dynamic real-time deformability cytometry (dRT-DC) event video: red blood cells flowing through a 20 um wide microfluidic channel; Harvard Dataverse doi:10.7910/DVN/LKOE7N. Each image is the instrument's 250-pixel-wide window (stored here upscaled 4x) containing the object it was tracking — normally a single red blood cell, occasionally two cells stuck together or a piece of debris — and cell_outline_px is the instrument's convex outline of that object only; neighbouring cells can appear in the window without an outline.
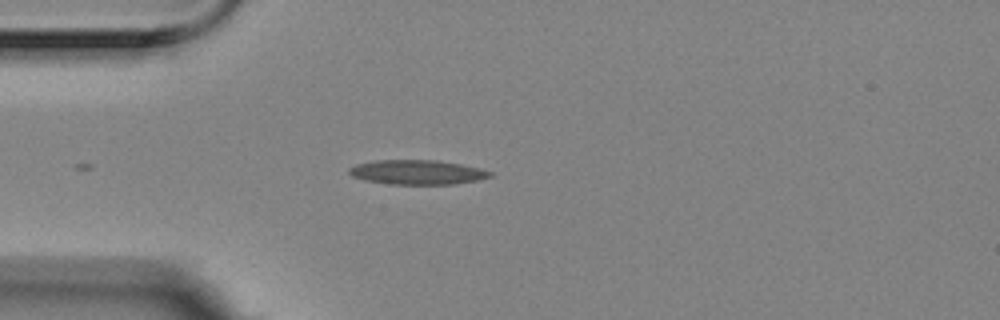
{"species": "Egyptian fruit bat (a non-hibernating species)", "species_latin": "Rousettus aegyptiacus", "temperature_condition": "room temperature", "stored_images_in_passage": 2, "camera_frame_rate_fps": 3000, "um_per_image_px": 0.085, "animal": {"sex": "female"}, "frame": {"image": 1, "passage_image": 1, "time_ms": 0.0, "image_size_px": [1000, 320], "cell_outline_px": [[492, 176], [476, 180], [452, 184], [388, 184], [368, 180], [352, 176], [348, 172], [348, 168], [356, 164], [376, 160], [436, 160], [460, 164], [480, 168], [492, 172]], "centroid_in_image_um": [35.45, 14.63], "position_along_channel_um": 49.6, "area_um2": 19.94}}